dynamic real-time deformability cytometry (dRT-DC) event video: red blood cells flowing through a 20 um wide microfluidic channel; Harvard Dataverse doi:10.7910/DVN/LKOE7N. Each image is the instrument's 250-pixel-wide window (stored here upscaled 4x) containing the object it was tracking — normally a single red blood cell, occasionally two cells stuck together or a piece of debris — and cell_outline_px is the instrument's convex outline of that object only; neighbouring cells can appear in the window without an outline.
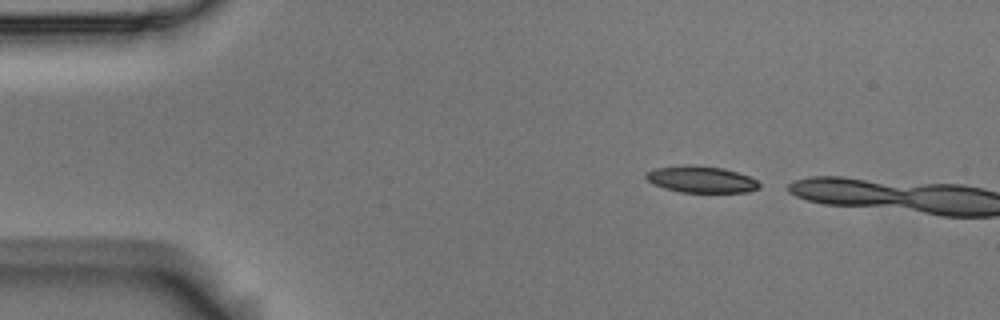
{"species": "Egyptian fruit bat (a non-hibernating species)", "species_latin": "Rousettus aegyptiacus", "temperature_condition": "room temperature", "stored_images_in_passage": 2, "camera_frame_rate_fps": 3000, "um_per_image_px": 0.085, "animal": {"sex": "male"}, "frame": {"image": 1, "passage_image": 1, "time_ms": 0.0, "image_size_px": [1000, 320], "cell_outline_px": [[760, 188], [748, 192], [680, 192], [664, 188], [652, 184], [644, 176], [644, 172], [656, 168], [684, 164], [692, 164], [724, 168], [748, 176], [756, 180], [760, 184]], "centroid_in_image_um": [59.56, 15.24], "position_along_channel_um": 25.4, "area_um2": 17.74}}